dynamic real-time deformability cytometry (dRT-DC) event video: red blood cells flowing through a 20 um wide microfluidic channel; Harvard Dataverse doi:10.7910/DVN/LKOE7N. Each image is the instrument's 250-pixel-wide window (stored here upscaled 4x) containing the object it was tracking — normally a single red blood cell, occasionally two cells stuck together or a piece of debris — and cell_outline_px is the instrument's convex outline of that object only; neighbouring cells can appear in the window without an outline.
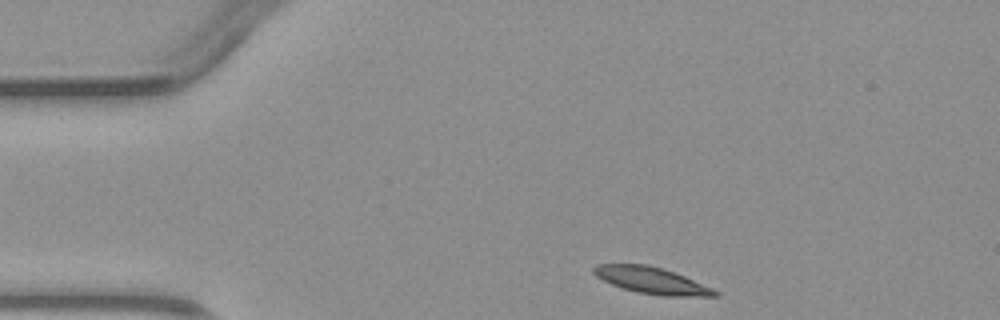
{"species": "common noctule bat (a hibernating species)", "species_latin": "Nyctalus noctula", "temperature_condition": "warm", "stored_images_in_passage": 2, "camera_frame_rate_fps": 3000, "um_per_image_px": 0.085, "animal": {"sex": "male", "body_mass_g": 23.1, "forearm_length_mm": 52.7}, "frame": {"image": 1, "passage_image": 1, "time_ms": 0.0, "image_size_px": [1000, 320], "cell_outline_px": [[720, 296], [664, 296], [636, 292], [612, 284], [596, 276], [592, 272], [592, 268], [596, 264], [648, 264], [664, 268], [684, 276], [712, 288], [720, 292]], "centroid_in_image_um": [55.4, 23.83], "position_along_channel_um": 29.6, "area_um2": 18.73}}